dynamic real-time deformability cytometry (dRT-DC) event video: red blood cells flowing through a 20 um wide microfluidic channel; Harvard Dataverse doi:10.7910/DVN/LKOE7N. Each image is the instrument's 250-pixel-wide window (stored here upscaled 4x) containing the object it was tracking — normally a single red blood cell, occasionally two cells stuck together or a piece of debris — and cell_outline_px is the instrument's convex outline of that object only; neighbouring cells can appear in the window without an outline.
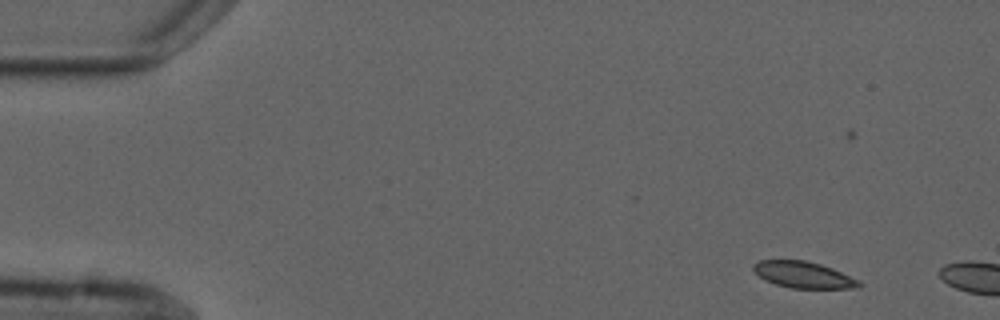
{"species": "common noctule bat (a hibernating species)", "species_latin": "Nyctalus noctula", "temperature_condition": "cold", "stored_images_in_passage": 2, "camera_frame_rate_fps": 3000, "um_per_image_px": 0.085, "animal": {"sex": "male", "forearm_length_mm": 52.5}, "frame": {"image": 1, "passage_image": 1, "time_ms": 0.0, "image_size_px": [1000, 320], "cell_outline_px": [[864, 284], [860, 288], [792, 288], [776, 284], [764, 280], [752, 268], [752, 264], [760, 260], [804, 260], [820, 264], [832, 268], [860, 280]], "centroid_in_image_um": [68.33, 23.36], "position_along_channel_um": 16.7, "area_um2": 16.3}}